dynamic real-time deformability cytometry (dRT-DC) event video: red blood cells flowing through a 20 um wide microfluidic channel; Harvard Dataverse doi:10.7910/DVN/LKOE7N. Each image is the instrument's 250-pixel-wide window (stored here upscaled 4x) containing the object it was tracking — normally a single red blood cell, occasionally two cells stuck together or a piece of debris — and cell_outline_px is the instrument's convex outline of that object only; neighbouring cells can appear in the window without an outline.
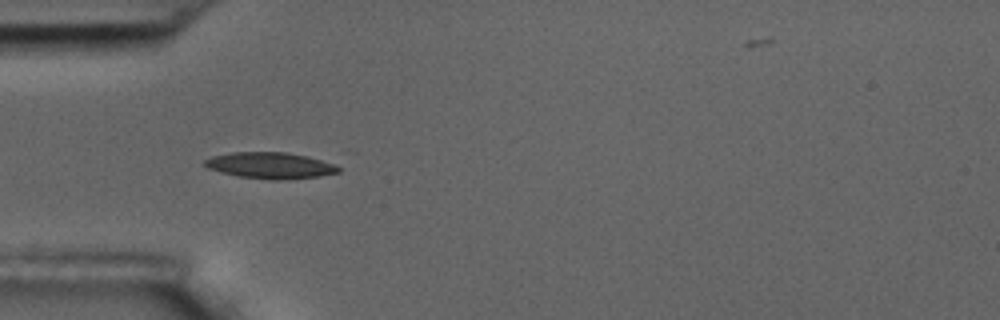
{"species": "common noctule bat (a hibernating species)", "species_latin": "Nyctalus noctula", "temperature_condition": "room temperature", "stored_images_in_passage": 6, "camera_frame_rate_fps": 3000, "um_per_image_px": 0.085, "animal": {"sex": "male", "body_mass_g": 17.5, "forearm_length_mm": 52.3}, "frame": {"image": 1, "passage_image": 5, "time_ms": 1.333, "image_size_px": [1000, 320], "cell_outline_px": [[340, 172], [316, 176], [280, 180], [268, 180], [240, 176], [220, 172], [208, 168], [204, 164], [204, 160], [212, 156], [232, 152], [284, 152], [304, 156], [336, 164], [340, 168]], "centroid_in_image_um": [22.94, 14.06], "position_along_channel_um": 62.1, "area_um2": 20.23}}